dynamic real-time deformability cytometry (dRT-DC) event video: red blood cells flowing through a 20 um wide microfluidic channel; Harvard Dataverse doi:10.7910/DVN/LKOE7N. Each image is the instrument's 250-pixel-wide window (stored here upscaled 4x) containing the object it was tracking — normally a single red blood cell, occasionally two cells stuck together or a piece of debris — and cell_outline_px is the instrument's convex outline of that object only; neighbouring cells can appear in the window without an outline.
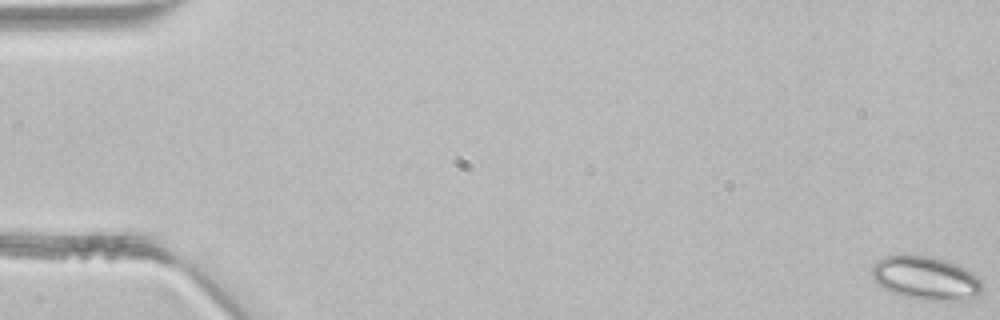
{"species": "common noctule bat (a hibernating species)", "species_latin": "Nyctalus noctula", "temperature_condition": "room temperature", "stored_images_in_passage": 47, "camera_frame_rate_fps": 3000, "um_per_image_px": 0.085, "animal": {"sex": "male", "body_mass_g": 21.5, "forearm_length_mm": 52.0}, "frame": {"image": 1, "passage_image": 1, "time_ms": 0.0, "image_size_px": [1000, 320], "cell_outline_px": [[980, 296], [976, 300], [920, 300], [904, 296], [892, 292], [876, 284], [872, 280], [872, 264], [876, 260], [884, 256], [904, 252], [932, 256], [968, 268], [980, 280]], "centroid_in_image_um": [78.65, 23.61], "position_along_channel_um": 6.3, "area_um2": 28.9}}
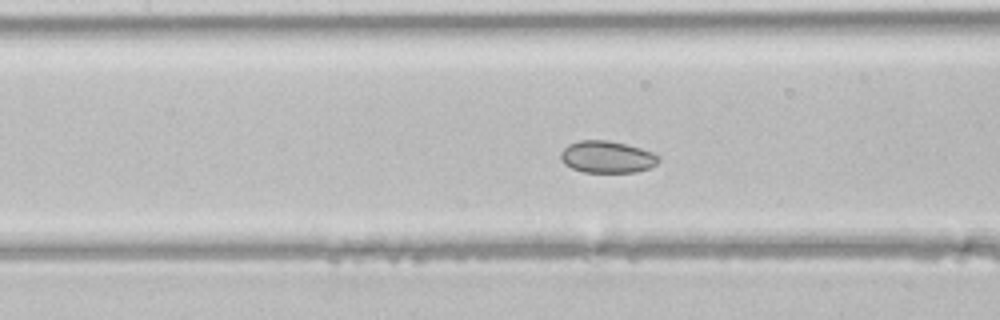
{"frame": {"image": 2, "passage_image": 22, "time_ms": 7.0, "image_size_px": [1000, 320], "cell_outline_px": [[660, 160], [656, 164], [648, 168], [636, 172], [584, 172], [572, 168], [564, 164], [560, 160], [560, 152], [568, 144], [580, 140], [608, 140], [640, 148], [652, 152]], "centroid_in_image_um": [51.55, 13.34], "position_along_channel_um": 155.9, "area_um2": 18.15}}
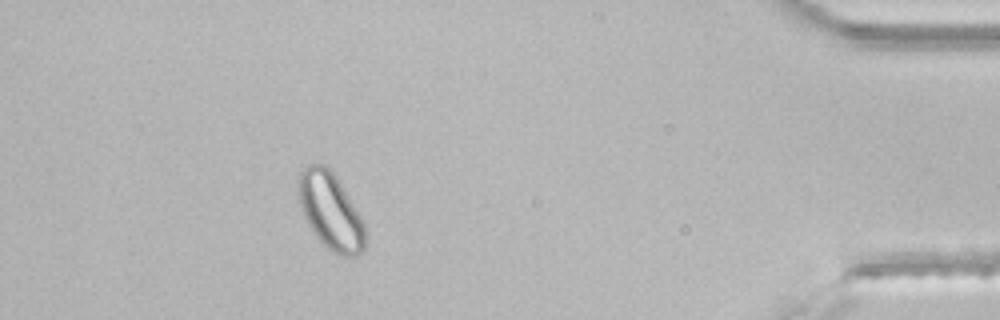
{"frame": {"image": 3, "passage_image": 43, "time_ms": 14.0, "image_size_px": [1000, 320], "cell_outline_px": [[368, 236], [364, 252], [356, 256], [340, 256], [332, 252], [316, 236], [308, 224], [300, 208], [296, 192], [296, 184], [300, 168], [308, 164], [324, 164], [332, 168], [360, 216], [364, 224]], "centroid_in_image_um": [28.08, 17.92], "position_along_channel_um": 407.1, "area_um2": 30.69}}